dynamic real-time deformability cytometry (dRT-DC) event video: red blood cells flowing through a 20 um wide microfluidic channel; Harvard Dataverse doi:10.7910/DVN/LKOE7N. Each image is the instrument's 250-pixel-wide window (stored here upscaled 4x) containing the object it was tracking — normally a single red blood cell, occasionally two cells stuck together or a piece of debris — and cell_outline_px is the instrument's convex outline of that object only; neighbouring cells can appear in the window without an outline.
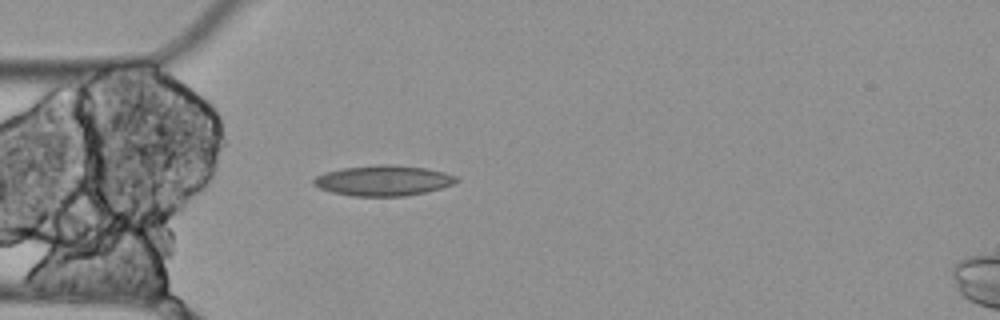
{"species": "Egyptian fruit bat (a non-hibernating species)", "species_latin": "Rousettus aegyptiacus", "temperature_condition": "cold", "stored_images_in_passage": 5, "camera_frame_rate_fps": 3000, "um_per_image_px": 0.085, "animal": {"sex": "female"}, "frame": {"image": 1, "passage_image": 5, "time_ms": 1.333, "image_size_px": [1000, 320], "cell_outline_px": [[460, 180], [452, 184], [440, 188], [424, 192], [404, 196], [352, 196], [332, 192], [320, 188], [312, 184], [312, 180], [316, 176], [324, 172], [340, 168], [380, 164], [392, 164], [424, 168], [444, 172], [456, 176]], "centroid_in_image_um": [32.54, 15.34], "position_along_channel_um": 52.5, "area_um2": 25.32}}